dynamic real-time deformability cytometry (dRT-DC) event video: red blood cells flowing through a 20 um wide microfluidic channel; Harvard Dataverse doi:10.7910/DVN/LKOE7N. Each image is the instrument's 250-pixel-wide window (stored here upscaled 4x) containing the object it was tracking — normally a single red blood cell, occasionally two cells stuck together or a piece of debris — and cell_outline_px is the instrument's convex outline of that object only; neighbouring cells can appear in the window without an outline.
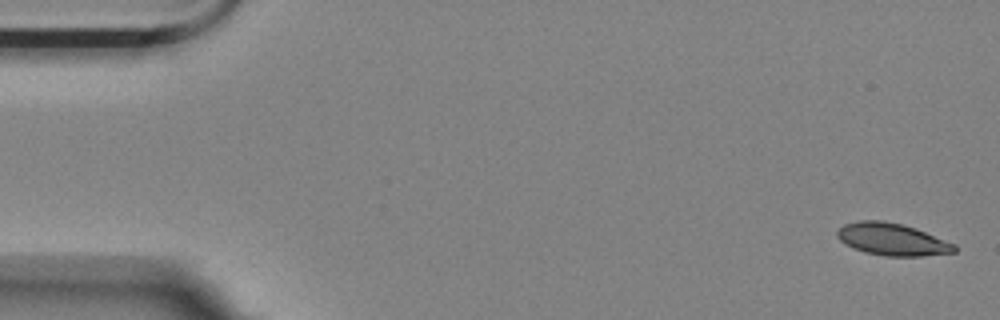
{"species": "Egyptian fruit bat (a non-hibernating species)", "species_latin": "Rousettus aegyptiacus", "temperature_condition": "room temperature", "stored_images_in_passage": 6, "camera_frame_rate_fps": 3000, "um_per_image_px": 0.085, "animal": {"sex": "female"}, "frame": {"image": 1, "passage_image": 1, "time_ms": 0.0, "image_size_px": [1000, 320], "cell_outline_px": [[956, 252], [920, 256], [884, 256], [864, 252], [852, 248], [844, 244], [836, 236], [836, 232], [844, 224], [860, 220], [884, 220], [904, 224], [916, 228], [956, 244]], "centroid_in_image_um": [75.82, 20.34], "position_along_channel_um": 9.2, "area_um2": 22.25}}